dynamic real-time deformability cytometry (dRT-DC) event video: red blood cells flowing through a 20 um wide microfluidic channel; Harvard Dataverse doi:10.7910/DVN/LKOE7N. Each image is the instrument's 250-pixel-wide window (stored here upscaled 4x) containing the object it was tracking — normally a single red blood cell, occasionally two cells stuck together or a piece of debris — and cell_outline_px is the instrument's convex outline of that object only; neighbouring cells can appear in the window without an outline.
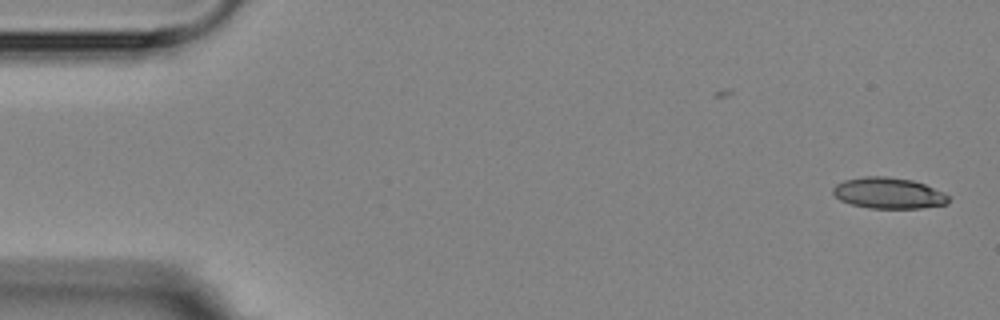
{"species": "Egyptian fruit bat (a non-hibernating species)", "species_latin": "Rousettus aegyptiacus", "temperature_condition": "room temperature", "stored_images_in_passage": 5, "camera_frame_rate_fps": 3000, "um_per_image_px": 0.085, "animal": {"sex": "female"}, "frame": {"image": 1, "passage_image": 1, "time_ms": 0.0, "image_size_px": [1000, 320], "cell_outline_px": [[948, 204], [920, 208], [868, 208], [852, 204], [840, 200], [832, 192], [832, 188], [836, 184], [844, 180], [864, 176], [888, 176], [912, 180], [924, 184], [944, 192], [948, 196]], "centroid_in_image_um": [75.52, 16.41], "position_along_channel_um": 9.5, "area_um2": 20.92}}
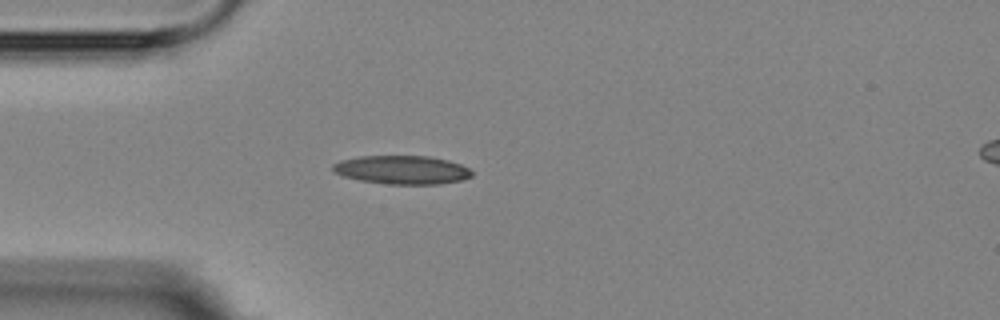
{"frame": {"image": 2, "passage_image": 4, "time_ms": 4.333, "image_size_px": [1000, 320], "cell_outline_px": [[472, 176], [464, 180], [440, 184], [388, 184], [360, 180], [344, 176], [332, 172], [332, 164], [340, 160], [360, 156], [432, 156], [448, 160], [460, 164], [468, 168], [472, 172]], "centroid_in_image_um": [34.17, 14.43], "position_along_channel_um": 50.8, "area_um2": 23.29}}